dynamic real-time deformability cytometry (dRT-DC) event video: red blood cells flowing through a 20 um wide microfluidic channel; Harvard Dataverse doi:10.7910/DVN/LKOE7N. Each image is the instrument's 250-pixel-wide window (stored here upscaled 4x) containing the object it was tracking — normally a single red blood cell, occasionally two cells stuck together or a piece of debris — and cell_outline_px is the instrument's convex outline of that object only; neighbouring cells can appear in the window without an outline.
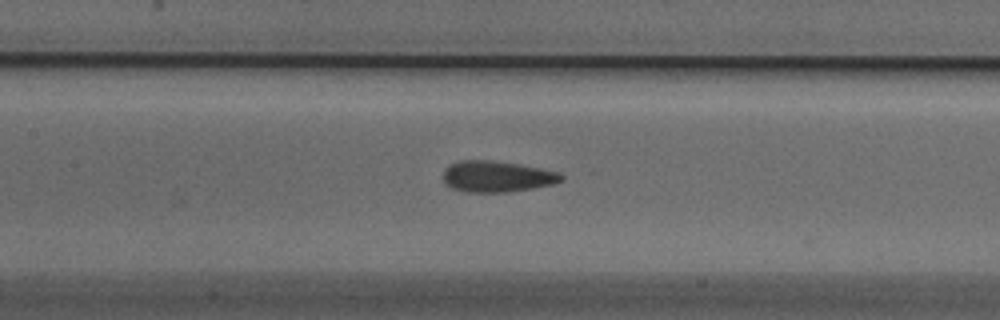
{"species": "Egyptian fruit bat (a non-hibernating species)", "species_latin": "Rousettus aegyptiacus", "temperature_condition": "cold", "stored_images_in_passage": 41, "camera_frame_rate_fps": 3000, "um_per_image_px": 0.085, "animal": {"sex": "male"}, "frame": {"image": 1, "passage_image": 15, "time_ms": 4.667, "image_size_px": [1000, 320], "cell_outline_px": [[564, 180], [552, 184], [532, 188], [504, 192], [468, 192], [452, 188], [444, 180], [444, 168], [460, 160], [484, 160], [516, 164], [556, 172], [564, 176]], "centroid_in_image_um": [42.21, 15.01], "position_along_channel_um": 165.2, "area_um2": 20.87}}
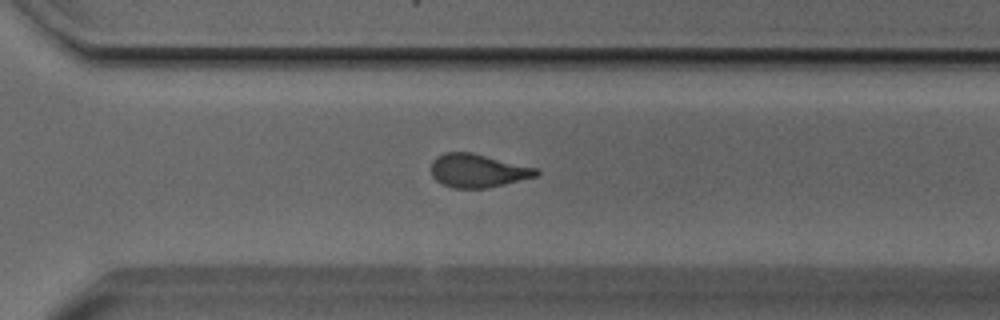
{"frame": {"image": 2, "passage_image": 28, "time_ms": 9.0, "image_size_px": [1000, 320], "cell_outline_px": [[540, 172], [536, 176], [488, 188], [452, 188], [436, 180], [432, 176], [432, 160], [436, 156], [444, 152], [472, 152], [540, 168]], "centroid_in_image_um": [40.63, 14.49], "position_along_channel_um": 330.0, "area_um2": 20.63}}
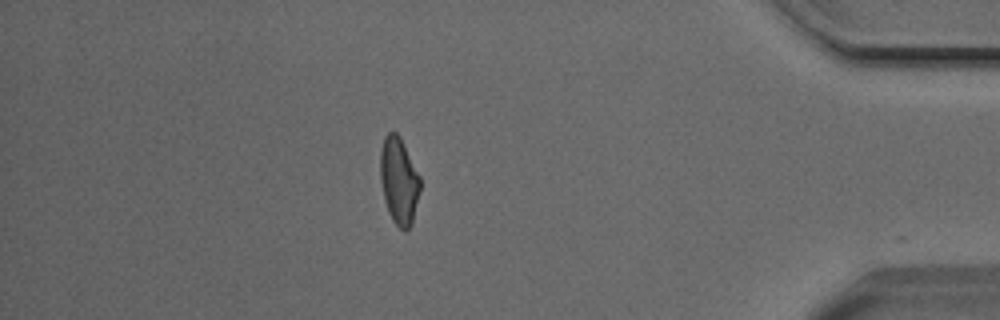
{"frame": {"image": 3, "passage_image": 37, "time_ms": 12.0, "image_size_px": [1000, 320], "cell_outline_px": [[420, 188], [412, 224], [404, 232], [392, 220], [388, 212], [384, 200], [380, 180], [380, 152], [384, 136], [388, 132], [396, 132], [400, 136], [420, 176]], "centroid_in_image_um": [33.89, 15.36], "position_along_channel_um": 401.3, "area_um2": 20.29}}